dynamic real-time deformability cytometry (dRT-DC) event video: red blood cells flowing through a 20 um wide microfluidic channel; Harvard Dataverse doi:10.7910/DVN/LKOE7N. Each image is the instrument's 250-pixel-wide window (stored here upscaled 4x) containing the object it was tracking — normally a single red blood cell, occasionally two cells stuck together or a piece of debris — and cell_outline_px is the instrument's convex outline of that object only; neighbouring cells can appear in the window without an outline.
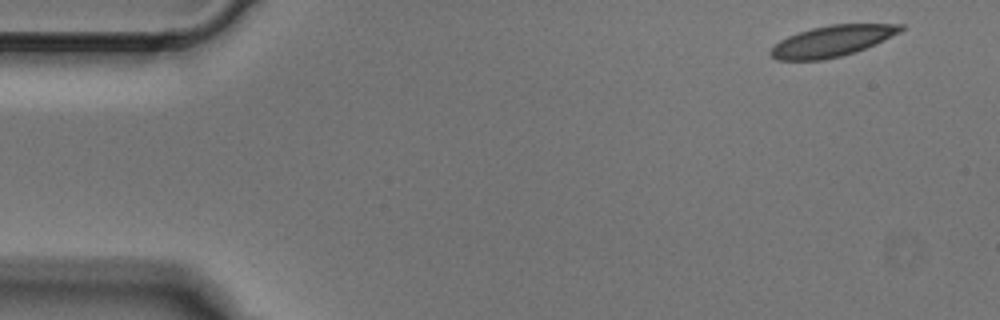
{"species": "Egyptian fruit bat (a non-hibernating species)", "species_latin": "Rousettus aegyptiacus", "temperature_condition": "cold", "stored_images_in_passage": 4, "camera_frame_rate_fps": 3000, "um_per_image_px": 0.085, "animal": {"sex": "male"}, "frame": {"image": 1, "passage_image": 1, "time_ms": 0.0, "image_size_px": [1000, 320], "cell_outline_px": [[904, 28], [900, 32], [876, 44], [856, 52], [824, 60], [776, 60], [768, 52], [780, 40], [788, 36], [812, 28], [832, 24], [904, 24]], "centroid_in_image_um": [70.74, 3.49], "position_along_channel_um": 14.3, "area_um2": 23.41}}
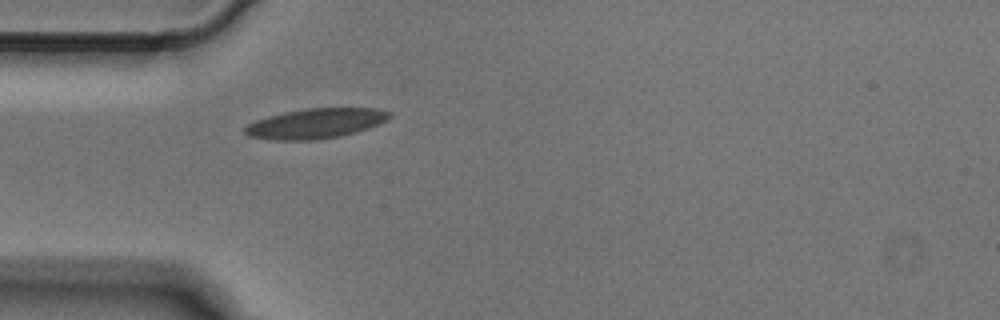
{"frame": {"image": 2, "passage_image": 4, "time_ms": 1.0, "image_size_px": [1000, 320], "cell_outline_px": [[392, 116], [388, 120], [380, 124], [356, 132], [340, 136], [316, 140], [268, 140], [248, 136], [244, 132], [244, 128], [248, 124], [256, 120], [268, 116], [284, 112], [304, 108], [376, 108], [392, 112]], "centroid_in_image_um": [26.85, 10.49], "position_along_channel_um": 58.2, "area_um2": 25.55}}